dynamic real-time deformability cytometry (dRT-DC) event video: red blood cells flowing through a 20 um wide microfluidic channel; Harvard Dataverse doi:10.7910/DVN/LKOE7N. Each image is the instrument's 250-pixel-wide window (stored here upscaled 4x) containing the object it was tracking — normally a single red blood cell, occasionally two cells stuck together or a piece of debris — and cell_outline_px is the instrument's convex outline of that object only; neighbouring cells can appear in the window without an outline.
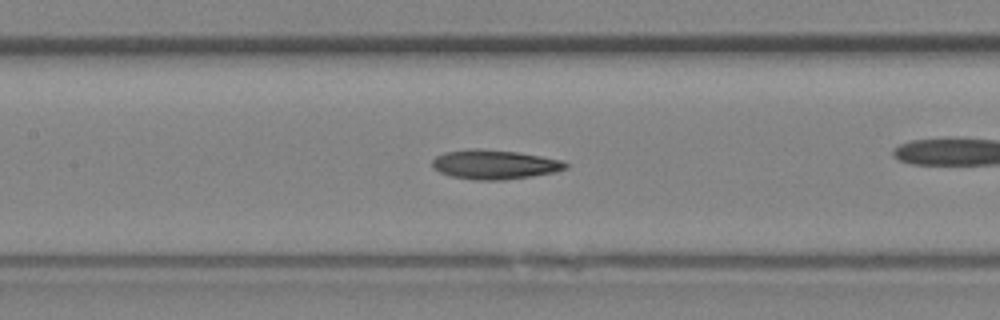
{"species": "Egyptian fruit bat (a non-hibernating species)", "species_latin": "Rousettus aegyptiacus", "temperature_condition": "room temperature", "stored_images_in_passage": 26, "camera_frame_rate_fps": 3000, "um_per_image_px": 0.085, "animal": {"sex": "female"}, "frame": {"image": 1, "passage_image": 15, "time_ms": 4.667, "image_size_px": [1000, 320], "cell_outline_px": [[568, 168], [556, 172], [532, 176], [504, 180], [476, 180], [452, 176], [440, 172], [432, 168], [432, 160], [436, 156], [444, 152], [472, 148], [476, 148], [516, 152], [540, 156], [560, 160], [568, 164]], "centroid_in_image_um": [42.02, 13.98], "position_along_channel_um": 165.4, "area_um2": 22.77}}